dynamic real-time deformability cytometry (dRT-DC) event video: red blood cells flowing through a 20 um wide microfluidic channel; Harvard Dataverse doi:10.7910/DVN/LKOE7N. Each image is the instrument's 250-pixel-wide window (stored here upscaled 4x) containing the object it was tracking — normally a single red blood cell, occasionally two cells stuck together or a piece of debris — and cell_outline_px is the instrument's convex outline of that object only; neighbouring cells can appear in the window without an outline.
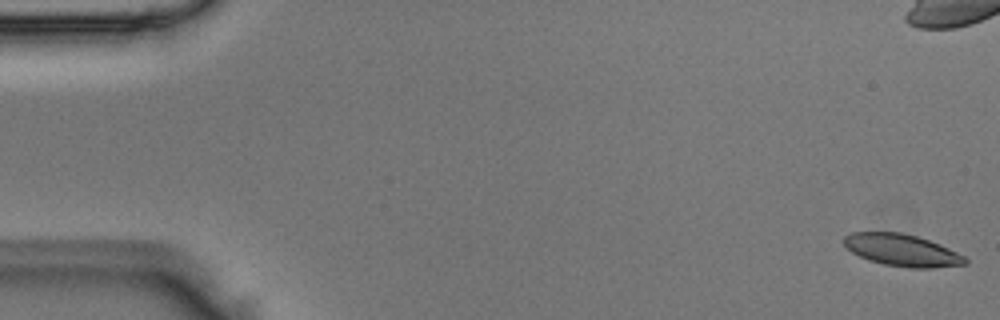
{"species": "Egyptian fruit bat (a non-hibernating species)", "species_latin": "Rousettus aegyptiacus", "temperature_condition": "room temperature", "stored_images_in_passage": 51, "camera_frame_rate_fps": 3000, "um_per_image_px": 0.085, "animal": {"sex": "male"}, "frame": {"image": 1, "passage_image": 1, "time_ms": 0.0, "image_size_px": [1000, 320], "cell_outline_px": [[968, 264], [932, 268], [908, 268], [884, 264], [868, 260], [852, 252], [844, 244], [844, 236], [852, 232], [900, 232], [916, 236], [940, 244], [964, 256], [968, 260]], "centroid_in_image_um": [76.68, 21.27], "position_along_channel_um": 8.3, "area_um2": 22.54}}
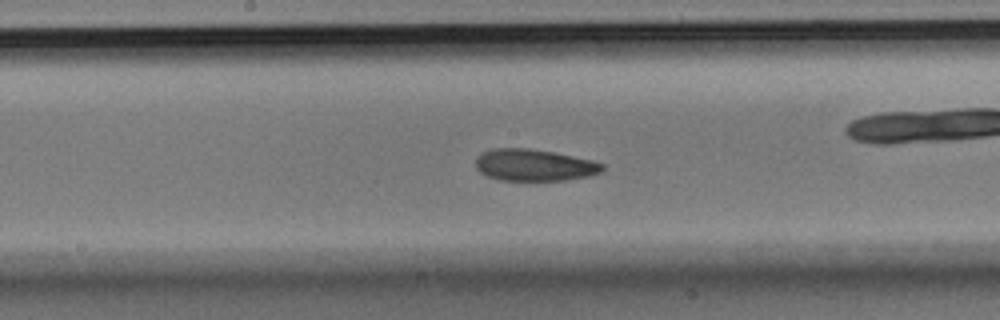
{"frame": {"image": 2, "passage_image": 26, "time_ms": 8.333, "image_size_px": [1000, 320], "cell_outline_px": [[604, 168], [600, 172], [592, 176], [564, 180], [500, 180], [488, 176], [480, 172], [476, 168], [476, 160], [480, 152], [492, 148], [528, 148], [552, 152], [592, 160], [604, 164]], "centroid_in_image_um": [45.4, 14.03], "position_along_channel_um": 202.8, "area_um2": 23.47}}
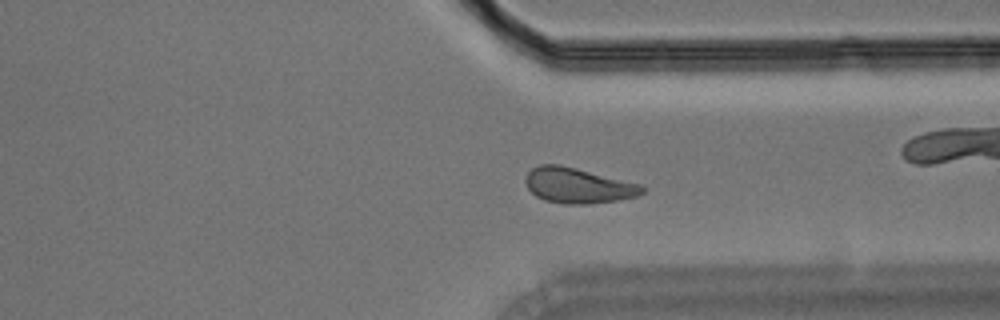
{"frame": {"image": 3, "passage_image": 38, "time_ms": 12.333, "image_size_px": [1000, 320], "cell_outline_px": [[644, 192], [636, 196], [616, 200], [584, 204], [564, 204], [544, 200], [536, 196], [528, 188], [524, 180], [528, 172], [532, 168], [540, 164], [560, 164], [640, 184], [644, 188]], "centroid_in_image_um": [49.08, 15.76], "position_along_channel_um": 362.3, "area_um2": 23.81}}